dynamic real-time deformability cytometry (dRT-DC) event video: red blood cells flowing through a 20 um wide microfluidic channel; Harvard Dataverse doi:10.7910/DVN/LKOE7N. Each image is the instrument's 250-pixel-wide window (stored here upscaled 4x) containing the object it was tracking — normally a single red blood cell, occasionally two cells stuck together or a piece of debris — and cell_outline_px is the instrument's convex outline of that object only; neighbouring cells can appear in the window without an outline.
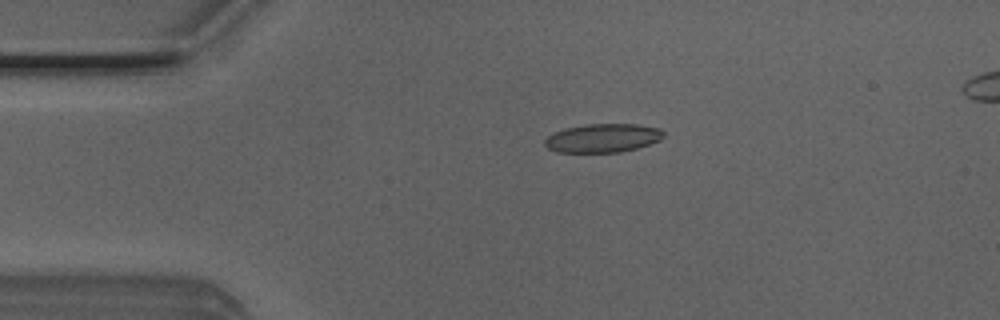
{"species": "Egyptian fruit bat (a non-hibernating species)", "species_latin": "Rousettus aegyptiacus", "temperature_condition": "room temperature", "stored_images_in_passage": 23, "camera_frame_rate_fps": 3000, "um_per_image_px": 0.085, "animal": {"sex": "male"}, "frame": {"image": 1, "passage_image": 10, "time_ms": 3.0, "image_size_px": [1000, 320], "cell_outline_px": [[664, 136], [660, 140], [636, 148], [620, 152], [556, 152], [548, 148], [544, 144], [544, 140], [548, 136], [564, 128], [584, 124], [636, 124], [660, 128], [664, 132]], "centroid_in_image_um": [51.23, 11.73], "position_along_channel_um": 33.8, "area_um2": 19.83}}
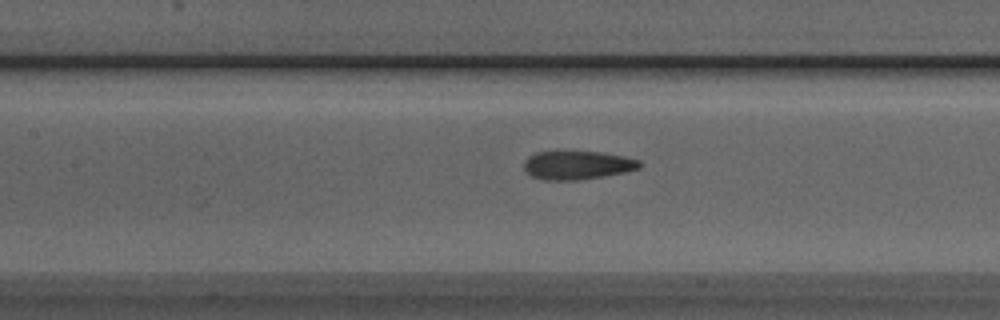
{"frame": {"image": 2, "passage_image": 22, "time_ms": 7.0, "image_size_px": [1000, 320], "cell_outline_px": [[640, 168], [624, 172], [604, 176], [576, 180], [544, 180], [532, 176], [524, 168], [524, 160], [528, 156], [536, 152], [600, 152], [624, 156], [640, 160]], "centroid_in_image_um": [49.07, 14.04], "position_along_channel_um": 158.3, "area_um2": 19.07}}